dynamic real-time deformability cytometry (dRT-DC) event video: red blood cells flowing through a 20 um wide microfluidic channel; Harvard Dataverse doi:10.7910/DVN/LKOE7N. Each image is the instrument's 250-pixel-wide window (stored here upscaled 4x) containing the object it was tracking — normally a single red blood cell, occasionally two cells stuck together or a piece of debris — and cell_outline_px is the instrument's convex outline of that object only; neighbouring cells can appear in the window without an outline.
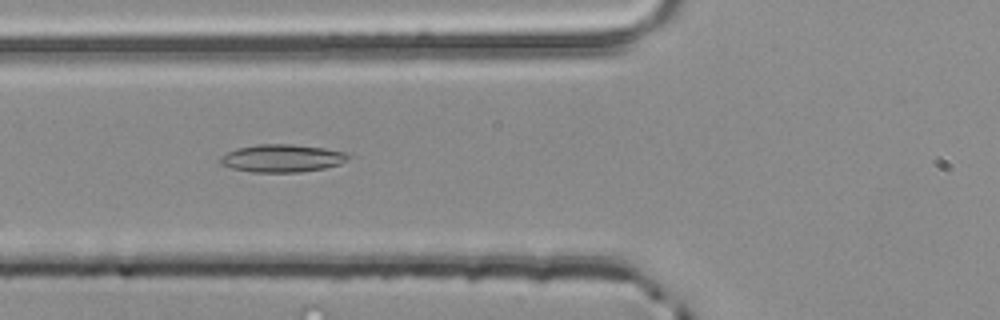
{"species": "common noctule bat (a hibernating species)", "species_latin": "Nyctalus noctula", "temperature_condition": "room temperature", "stored_images_in_passage": 37, "camera_frame_rate_fps": 3000, "um_per_image_px": 0.085, "animal": {"sex": "male", "body_mass_g": 20.4}, "frame": {"image": 1, "passage_image": 11, "time_ms": 3.333, "image_size_px": [1000, 320], "cell_outline_px": [[348, 160], [340, 164], [324, 168], [300, 172], [252, 172], [232, 168], [220, 164], [220, 156], [236, 148], [256, 144], [292, 144], [324, 148], [344, 152], [348, 156]], "centroid_in_image_um": [23.95, 13.45], "position_along_channel_um": 101.9, "area_um2": 20.63}}
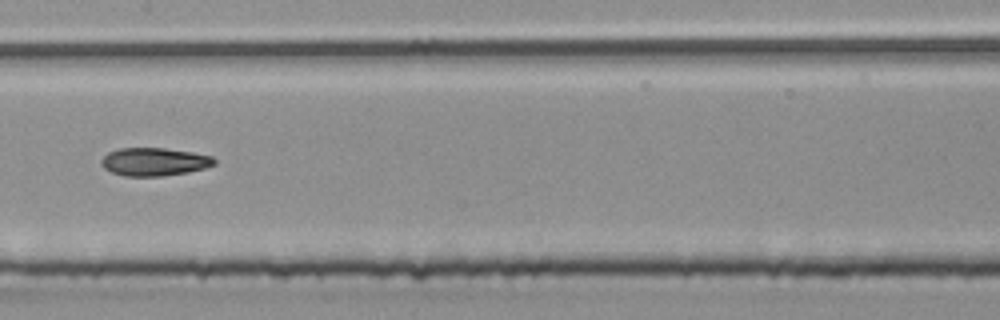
{"frame": {"image": 2, "passage_image": 18, "time_ms": 5.667, "image_size_px": [1000, 320], "cell_outline_px": [[216, 164], [204, 168], [188, 172], [164, 176], [124, 176], [112, 172], [104, 168], [100, 164], [100, 160], [108, 152], [120, 148], [164, 148], [192, 152], [212, 156], [216, 160]], "centroid_in_image_um": [13.1, 13.75], "position_along_channel_um": 194.3, "area_um2": 18.55}}
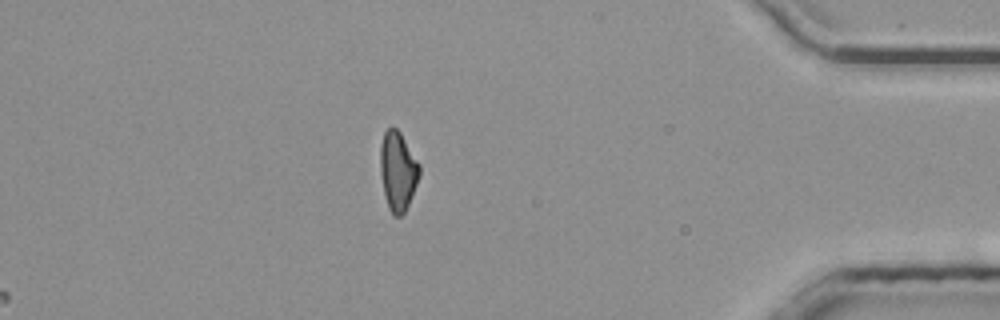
{"frame": {"image": 3, "passage_image": 37, "time_ms": 12.0, "image_size_px": [1000, 320], "cell_outline_px": [[420, 176], [408, 204], [404, 212], [400, 216], [392, 216], [388, 208], [384, 196], [380, 172], [380, 144], [384, 132], [392, 124], [400, 132], [420, 164]], "centroid_in_image_um": [33.8, 14.52], "position_along_channel_um": 401.4, "area_um2": 18.26}, "authors_computed_cell_mechanics": {"area_um2": 18.5538, "velocity_mm_per_s": 3.9471, "shape_relaxation_time_tau1_ms": null, "shape_relaxation_time_tau2_ms": 4.6638, "deformation_change_tau1": null, "deformation_change_tau2": 0.1144}}